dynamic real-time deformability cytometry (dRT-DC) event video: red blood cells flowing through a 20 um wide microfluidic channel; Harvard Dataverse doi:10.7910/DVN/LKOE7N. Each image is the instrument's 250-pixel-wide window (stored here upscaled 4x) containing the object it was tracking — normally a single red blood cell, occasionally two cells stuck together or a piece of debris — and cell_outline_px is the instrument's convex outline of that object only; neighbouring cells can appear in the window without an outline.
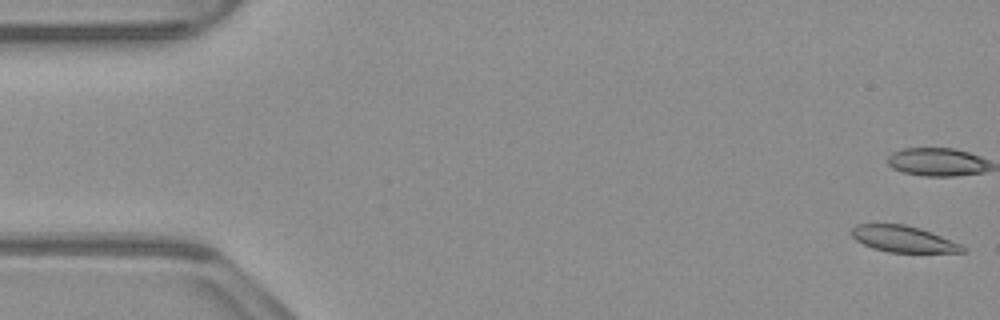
{"species": "common noctule bat (a hibernating species)", "species_latin": "Nyctalus noctula", "temperature_condition": "warm", "stored_images_in_passage": 53, "camera_frame_rate_fps": 3000, "um_per_image_px": 0.085, "animal": {"sex": "male", "body_mass_g": 23.1, "forearm_length_mm": 52.7}, "frame": {"image": 1, "passage_image": 1, "time_ms": 0.0, "image_size_px": [1000, 320], "cell_outline_px": [[968, 248], [964, 252], [888, 252], [872, 248], [856, 240], [852, 236], [852, 228], [856, 224], [904, 224], [920, 228], [960, 244]], "centroid_in_image_um": [76.77, 20.31], "position_along_channel_um": 8.2, "area_um2": 16.82}, "authors_computed_cell_mechanics": {"area_um2": 18.496, "velocity_mm_per_s": 3.8841, "shape_relaxation_time_tau1_ms": 4.2599, "shape_relaxation_time_tau2_ms": 3.4223, "deformation_change_tau1": 0.1056, "deformation_change_tau2": 0.086}}